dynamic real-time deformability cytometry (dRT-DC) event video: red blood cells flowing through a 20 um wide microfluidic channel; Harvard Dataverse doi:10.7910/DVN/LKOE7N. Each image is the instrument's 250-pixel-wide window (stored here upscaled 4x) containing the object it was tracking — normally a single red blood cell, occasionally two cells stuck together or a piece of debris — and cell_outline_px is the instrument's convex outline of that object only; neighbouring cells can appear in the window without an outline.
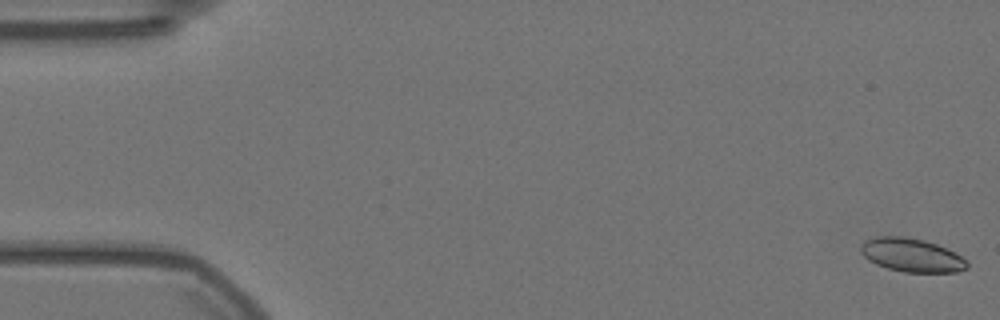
{"species": "Egyptian fruit bat (a non-hibernating species)", "species_latin": "Rousettus aegyptiacus", "temperature_condition": "warm", "stored_images_in_passage": 57, "camera_frame_rate_fps": 3000, "um_per_image_px": 0.085, "animal": {"sex": "female"}, "frame": {"image": 1, "passage_image": 1, "time_ms": 0.0, "image_size_px": [1000, 320], "cell_outline_px": [[968, 268], [956, 272], [904, 272], [888, 268], [876, 264], [868, 260], [860, 252], [860, 244], [864, 240], [876, 236], [900, 236], [924, 240], [936, 244], [960, 256], [968, 264]], "centroid_in_image_um": [77.42, 21.68], "position_along_channel_um": 7.6, "area_um2": 20.63}}
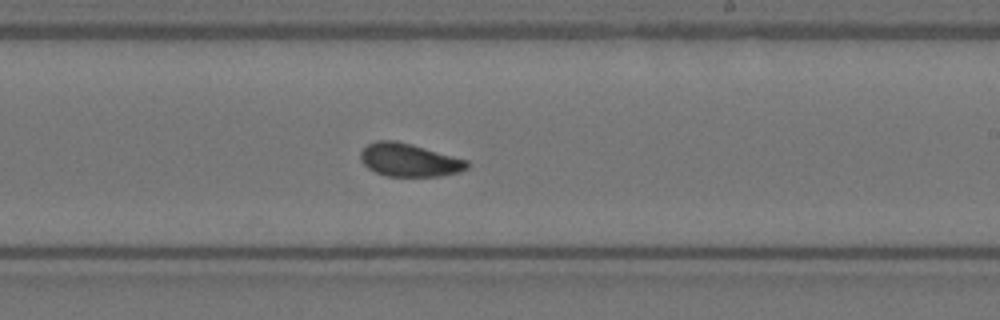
{"frame": {"image": 2, "passage_image": 34, "time_ms": 11.0, "image_size_px": [1000, 320], "cell_outline_px": [[468, 168], [460, 172], [440, 176], [388, 176], [376, 172], [368, 168], [360, 160], [360, 152], [368, 144], [376, 140], [396, 140], [412, 144], [468, 160]], "centroid_in_image_um": [34.78, 13.59], "position_along_channel_um": 254.2, "area_um2": 20.58}}
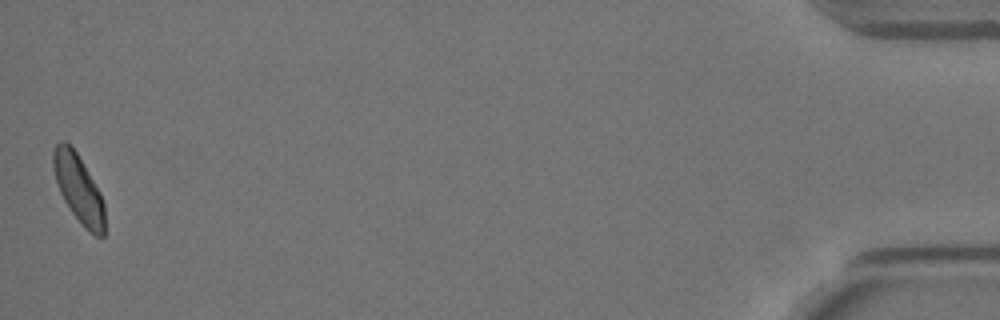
{"frame": {"image": 3, "passage_image": 57, "time_ms": 18.667, "image_size_px": [1000, 320], "cell_outline_px": [[104, 236], [96, 236], [84, 228], [72, 212], [64, 200], [60, 192], [56, 180], [52, 164], [52, 152], [56, 144], [60, 140], [68, 140], [76, 152], [100, 192], [104, 204]], "centroid_in_image_um": [6.66, 16.0], "position_along_channel_um": 428.5, "area_um2": 20.29}, "authors_computed_cell_mechanics": {"area_um2": 20.7502, "velocity_mm_per_s": 3.5214, "shape_relaxation_time_tau1_ms": 5.4655, "shape_relaxation_time_tau2_ms": 3.6142, "deformation_change_tau1": 0.0959, "deformation_change_tau2": 0.0859}}